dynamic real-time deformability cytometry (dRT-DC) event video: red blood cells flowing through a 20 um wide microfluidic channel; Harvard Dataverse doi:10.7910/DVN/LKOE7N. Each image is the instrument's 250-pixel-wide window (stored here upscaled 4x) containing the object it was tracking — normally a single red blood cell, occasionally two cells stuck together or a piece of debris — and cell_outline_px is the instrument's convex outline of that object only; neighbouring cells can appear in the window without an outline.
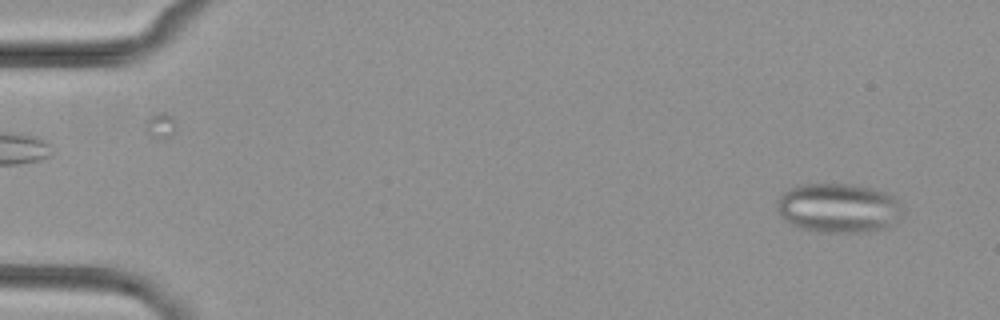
{"species": "common noctule bat (a hibernating species)", "species_latin": "Nyctalus noctula", "temperature_condition": "cold", "stored_images_in_passage": 53, "segment_of_instrument_passage": [1, 2], "camera_frame_rate_fps": 3000, "um_per_image_px": 0.085, "animal": {"sex": "female", "body_mass_g": 29.2, "forearm_length_mm": 56.3}, "frame": {"image": 1, "passage_image": 3, "time_ms": 0.667, "image_size_px": [1000, 320], "cell_outline_px": [[904, 212], [888, 228], [868, 232], [816, 232], [800, 228], [784, 220], [780, 216], [776, 208], [776, 200], [784, 192], [792, 188], [804, 184], [852, 184], [868, 188], [892, 196], [896, 200]], "centroid_in_image_um": [71.23, 17.7], "position_along_channel_um": 13.8, "area_um2": 36.07}}